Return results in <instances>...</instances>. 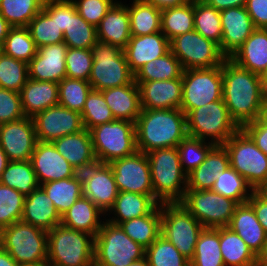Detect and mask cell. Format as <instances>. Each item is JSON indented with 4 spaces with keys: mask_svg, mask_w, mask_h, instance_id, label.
<instances>
[{
    "mask_svg": "<svg viewBox=\"0 0 267 266\" xmlns=\"http://www.w3.org/2000/svg\"><path fill=\"white\" fill-rule=\"evenodd\" d=\"M222 77V99L230 117L240 128L257 120L265 96L261 76L226 58L222 64Z\"/></svg>",
    "mask_w": 267,
    "mask_h": 266,
    "instance_id": "obj_1",
    "label": "cell"
},
{
    "mask_svg": "<svg viewBox=\"0 0 267 266\" xmlns=\"http://www.w3.org/2000/svg\"><path fill=\"white\" fill-rule=\"evenodd\" d=\"M137 149L145 154L177 147L188 135L186 114L181 109H142L135 122Z\"/></svg>",
    "mask_w": 267,
    "mask_h": 266,
    "instance_id": "obj_2",
    "label": "cell"
},
{
    "mask_svg": "<svg viewBox=\"0 0 267 266\" xmlns=\"http://www.w3.org/2000/svg\"><path fill=\"white\" fill-rule=\"evenodd\" d=\"M147 158L154 200L158 204L180 202L187 190V174L182 170L178 148L154 149Z\"/></svg>",
    "mask_w": 267,
    "mask_h": 266,
    "instance_id": "obj_3",
    "label": "cell"
},
{
    "mask_svg": "<svg viewBox=\"0 0 267 266\" xmlns=\"http://www.w3.org/2000/svg\"><path fill=\"white\" fill-rule=\"evenodd\" d=\"M95 238L58 224L48 231L50 266H94Z\"/></svg>",
    "mask_w": 267,
    "mask_h": 266,
    "instance_id": "obj_4",
    "label": "cell"
},
{
    "mask_svg": "<svg viewBox=\"0 0 267 266\" xmlns=\"http://www.w3.org/2000/svg\"><path fill=\"white\" fill-rule=\"evenodd\" d=\"M2 248L18 265L47 262L48 231L17 221L1 230Z\"/></svg>",
    "mask_w": 267,
    "mask_h": 266,
    "instance_id": "obj_5",
    "label": "cell"
},
{
    "mask_svg": "<svg viewBox=\"0 0 267 266\" xmlns=\"http://www.w3.org/2000/svg\"><path fill=\"white\" fill-rule=\"evenodd\" d=\"M186 123L188 136L215 145H223L240 129L230 117L223 99L190 110L186 114Z\"/></svg>",
    "mask_w": 267,
    "mask_h": 266,
    "instance_id": "obj_6",
    "label": "cell"
},
{
    "mask_svg": "<svg viewBox=\"0 0 267 266\" xmlns=\"http://www.w3.org/2000/svg\"><path fill=\"white\" fill-rule=\"evenodd\" d=\"M144 257L145 248L119 225L104 221L94 240V266H128Z\"/></svg>",
    "mask_w": 267,
    "mask_h": 266,
    "instance_id": "obj_7",
    "label": "cell"
},
{
    "mask_svg": "<svg viewBox=\"0 0 267 266\" xmlns=\"http://www.w3.org/2000/svg\"><path fill=\"white\" fill-rule=\"evenodd\" d=\"M91 50L93 65L89 83L94 90L102 91L134 82V74L121 48L98 41Z\"/></svg>",
    "mask_w": 267,
    "mask_h": 266,
    "instance_id": "obj_8",
    "label": "cell"
},
{
    "mask_svg": "<svg viewBox=\"0 0 267 266\" xmlns=\"http://www.w3.org/2000/svg\"><path fill=\"white\" fill-rule=\"evenodd\" d=\"M230 166L252 187L258 190L267 182V155L240 128L224 144Z\"/></svg>",
    "mask_w": 267,
    "mask_h": 266,
    "instance_id": "obj_9",
    "label": "cell"
},
{
    "mask_svg": "<svg viewBox=\"0 0 267 266\" xmlns=\"http://www.w3.org/2000/svg\"><path fill=\"white\" fill-rule=\"evenodd\" d=\"M93 150L98 163H110L135 153V123L126 120L98 125L90 130Z\"/></svg>",
    "mask_w": 267,
    "mask_h": 266,
    "instance_id": "obj_10",
    "label": "cell"
},
{
    "mask_svg": "<svg viewBox=\"0 0 267 266\" xmlns=\"http://www.w3.org/2000/svg\"><path fill=\"white\" fill-rule=\"evenodd\" d=\"M160 211L161 235L190 261L204 227L180 202L160 203Z\"/></svg>",
    "mask_w": 267,
    "mask_h": 266,
    "instance_id": "obj_11",
    "label": "cell"
},
{
    "mask_svg": "<svg viewBox=\"0 0 267 266\" xmlns=\"http://www.w3.org/2000/svg\"><path fill=\"white\" fill-rule=\"evenodd\" d=\"M222 65L212 68L188 69L182 75V104L187 114L214 101L222 100Z\"/></svg>",
    "mask_w": 267,
    "mask_h": 266,
    "instance_id": "obj_12",
    "label": "cell"
},
{
    "mask_svg": "<svg viewBox=\"0 0 267 266\" xmlns=\"http://www.w3.org/2000/svg\"><path fill=\"white\" fill-rule=\"evenodd\" d=\"M204 228L225 227L230 223L235 208L239 205L233 199L212 190L187 189L180 201Z\"/></svg>",
    "mask_w": 267,
    "mask_h": 266,
    "instance_id": "obj_13",
    "label": "cell"
},
{
    "mask_svg": "<svg viewBox=\"0 0 267 266\" xmlns=\"http://www.w3.org/2000/svg\"><path fill=\"white\" fill-rule=\"evenodd\" d=\"M170 51L177 57L184 70L220 66L226 59L217 43L195 30L171 39Z\"/></svg>",
    "mask_w": 267,
    "mask_h": 266,
    "instance_id": "obj_14",
    "label": "cell"
},
{
    "mask_svg": "<svg viewBox=\"0 0 267 266\" xmlns=\"http://www.w3.org/2000/svg\"><path fill=\"white\" fill-rule=\"evenodd\" d=\"M119 192H134L150 195L154 199L150 164L147 154L135 153L109 163Z\"/></svg>",
    "mask_w": 267,
    "mask_h": 266,
    "instance_id": "obj_15",
    "label": "cell"
},
{
    "mask_svg": "<svg viewBox=\"0 0 267 266\" xmlns=\"http://www.w3.org/2000/svg\"><path fill=\"white\" fill-rule=\"evenodd\" d=\"M36 138L40 142H53L63 136L84 130L81 113L60 104L47 108L32 118Z\"/></svg>",
    "mask_w": 267,
    "mask_h": 266,
    "instance_id": "obj_16",
    "label": "cell"
},
{
    "mask_svg": "<svg viewBox=\"0 0 267 266\" xmlns=\"http://www.w3.org/2000/svg\"><path fill=\"white\" fill-rule=\"evenodd\" d=\"M83 196L90 199L104 214L113 207L119 190L108 163H96L80 172Z\"/></svg>",
    "mask_w": 267,
    "mask_h": 266,
    "instance_id": "obj_17",
    "label": "cell"
},
{
    "mask_svg": "<svg viewBox=\"0 0 267 266\" xmlns=\"http://www.w3.org/2000/svg\"><path fill=\"white\" fill-rule=\"evenodd\" d=\"M37 143L35 125L32 118L0 125V146L9 161H28Z\"/></svg>",
    "mask_w": 267,
    "mask_h": 266,
    "instance_id": "obj_18",
    "label": "cell"
},
{
    "mask_svg": "<svg viewBox=\"0 0 267 266\" xmlns=\"http://www.w3.org/2000/svg\"><path fill=\"white\" fill-rule=\"evenodd\" d=\"M30 161L40 185L78 174V171L57 151L52 142L37 141Z\"/></svg>",
    "mask_w": 267,
    "mask_h": 266,
    "instance_id": "obj_19",
    "label": "cell"
},
{
    "mask_svg": "<svg viewBox=\"0 0 267 266\" xmlns=\"http://www.w3.org/2000/svg\"><path fill=\"white\" fill-rule=\"evenodd\" d=\"M222 38L221 53L230 58L256 29L246 7H232L220 11Z\"/></svg>",
    "mask_w": 267,
    "mask_h": 266,
    "instance_id": "obj_20",
    "label": "cell"
},
{
    "mask_svg": "<svg viewBox=\"0 0 267 266\" xmlns=\"http://www.w3.org/2000/svg\"><path fill=\"white\" fill-rule=\"evenodd\" d=\"M67 49L64 42L37 48L36 55L28 63V78L55 83L66 78Z\"/></svg>",
    "mask_w": 267,
    "mask_h": 266,
    "instance_id": "obj_21",
    "label": "cell"
},
{
    "mask_svg": "<svg viewBox=\"0 0 267 266\" xmlns=\"http://www.w3.org/2000/svg\"><path fill=\"white\" fill-rule=\"evenodd\" d=\"M142 109H180L182 77L171 80L136 82Z\"/></svg>",
    "mask_w": 267,
    "mask_h": 266,
    "instance_id": "obj_22",
    "label": "cell"
},
{
    "mask_svg": "<svg viewBox=\"0 0 267 266\" xmlns=\"http://www.w3.org/2000/svg\"><path fill=\"white\" fill-rule=\"evenodd\" d=\"M169 51L170 41L161 31L150 35L131 36L123 49L133 74L149 61H154Z\"/></svg>",
    "mask_w": 267,
    "mask_h": 266,
    "instance_id": "obj_23",
    "label": "cell"
},
{
    "mask_svg": "<svg viewBox=\"0 0 267 266\" xmlns=\"http://www.w3.org/2000/svg\"><path fill=\"white\" fill-rule=\"evenodd\" d=\"M227 227L236 232L258 258L261 256L267 242V233L248 203L239 204L235 208Z\"/></svg>",
    "mask_w": 267,
    "mask_h": 266,
    "instance_id": "obj_24",
    "label": "cell"
},
{
    "mask_svg": "<svg viewBox=\"0 0 267 266\" xmlns=\"http://www.w3.org/2000/svg\"><path fill=\"white\" fill-rule=\"evenodd\" d=\"M52 143L78 173L97 163L91 134L87 129L63 136Z\"/></svg>",
    "mask_w": 267,
    "mask_h": 266,
    "instance_id": "obj_25",
    "label": "cell"
},
{
    "mask_svg": "<svg viewBox=\"0 0 267 266\" xmlns=\"http://www.w3.org/2000/svg\"><path fill=\"white\" fill-rule=\"evenodd\" d=\"M96 31L98 41L123 50L131 38L127 5L117 1L100 21Z\"/></svg>",
    "mask_w": 267,
    "mask_h": 266,
    "instance_id": "obj_26",
    "label": "cell"
},
{
    "mask_svg": "<svg viewBox=\"0 0 267 266\" xmlns=\"http://www.w3.org/2000/svg\"><path fill=\"white\" fill-rule=\"evenodd\" d=\"M22 109L27 118H33L38 113L58 104V83L50 81H36L28 78L19 92Z\"/></svg>",
    "mask_w": 267,
    "mask_h": 266,
    "instance_id": "obj_27",
    "label": "cell"
},
{
    "mask_svg": "<svg viewBox=\"0 0 267 266\" xmlns=\"http://www.w3.org/2000/svg\"><path fill=\"white\" fill-rule=\"evenodd\" d=\"M21 221L45 231L61 224V216L45 191L39 187L25 198Z\"/></svg>",
    "mask_w": 267,
    "mask_h": 266,
    "instance_id": "obj_28",
    "label": "cell"
},
{
    "mask_svg": "<svg viewBox=\"0 0 267 266\" xmlns=\"http://www.w3.org/2000/svg\"><path fill=\"white\" fill-rule=\"evenodd\" d=\"M101 92L115 120L136 122L142 108L139 87L135 81L124 86L108 88Z\"/></svg>",
    "mask_w": 267,
    "mask_h": 266,
    "instance_id": "obj_29",
    "label": "cell"
},
{
    "mask_svg": "<svg viewBox=\"0 0 267 266\" xmlns=\"http://www.w3.org/2000/svg\"><path fill=\"white\" fill-rule=\"evenodd\" d=\"M229 166V156L224 146L215 145L205 161L187 174V189L211 190L217 176Z\"/></svg>",
    "mask_w": 267,
    "mask_h": 266,
    "instance_id": "obj_30",
    "label": "cell"
},
{
    "mask_svg": "<svg viewBox=\"0 0 267 266\" xmlns=\"http://www.w3.org/2000/svg\"><path fill=\"white\" fill-rule=\"evenodd\" d=\"M230 59L261 76L267 68V29L256 28Z\"/></svg>",
    "mask_w": 267,
    "mask_h": 266,
    "instance_id": "obj_31",
    "label": "cell"
},
{
    "mask_svg": "<svg viewBox=\"0 0 267 266\" xmlns=\"http://www.w3.org/2000/svg\"><path fill=\"white\" fill-rule=\"evenodd\" d=\"M106 217L90 199L81 196L62 216L61 224L92 235L94 238L102 227L104 220L100 216ZM103 220V221H102Z\"/></svg>",
    "mask_w": 267,
    "mask_h": 266,
    "instance_id": "obj_32",
    "label": "cell"
},
{
    "mask_svg": "<svg viewBox=\"0 0 267 266\" xmlns=\"http://www.w3.org/2000/svg\"><path fill=\"white\" fill-rule=\"evenodd\" d=\"M157 205L150 195L119 192L113 207L108 211L109 215L114 213V216L104 220L119 225L127 220L148 215Z\"/></svg>",
    "mask_w": 267,
    "mask_h": 266,
    "instance_id": "obj_33",
    "label": "cell"
},
{
    "mask_svg": "<svg viewBox=\"0 0 267 266\" xmlns=\"http://www.w3.org/2000/svg\"><path fill=\"white\" fill-rule=\"evenodd\" d=\"M220 250L225 266H258L259 258L233 230L220 227Z\"/></svg>",
    "mask_w": 267,
    "mask_h": 266,
    "instance_id": "obj_34",
    "label": "cell"
},
{
    "mask_svg": "<svg viewBox=\"0 0 267 266\" xmlns=\"http://www.w3.org/2000/svg\"><path fill=\"white\" fill-rule=\"evenodd\" d=\"M134 242L148 248L161 235V211L158 204L148 215L119 224Z\"/></svg>",
    "mask_w": 267,
    "mask_h": 266,
    "instance_id": "obj_35",
    "label": "cell"
},
{
    "mask_svg": "<svg viewBox=\"0 0 267 266\" xmlns=\"http://www.w3.org/2000/svg\"><path fill=\"white\" fill-rule=\"evenodd\" d=\"M40 187L52 200L56 210L62 216L82 195V178L78 173L74 177L49 181Z\"/></svg>",
    "mask_w": 267,
    "mask_h": 266,
    "instance_id": "obj_36",
    "label": "cell"
},
{
    "mask_svg": "<svg viewBox=\"0 0 267 266\" xmlns=\"http://www.w3.org/2000/svg\"><path fill=\"white\" fill-rule=\"evenodd\" d=\"M131 36L150 35L161 31V10L152 4L133 0L127 5Z\"/></svg>",
    "mask_w": 267,
    "mask_h": 266,
    "instance_id": "obj_37",
    "label": "cell"
},
{
    "mask_svg": "<svg viewBox=\"0 0 267 266\" xmlns=\"http://www.w3.org/2000/svg\"><path fill=\"white\" fill-rule=\"evenodd\" d=\"M190 266H225L220 250V227L204 228L200 232Z\"/></svg>",
    "mask_w": 267,
    "mask_h": 266,
    "instance_id": "obj_38",
    "label": "cell"
},
{
    "mask_svg": "<svg viewBox=\"0 0 267 266\" xmlns=\"http://www.w3.org/2000/svg\"><path fill=\"white\" fill-rule=\"evenodd\" d=\"M194 30V0L161 10V32L170 41L174 37Z\"/></svg>",
    "mask_w": 267,
    "mask_h": 266,
    "instance_id": "obj_39",
    "label": "cell"
},
{
    "mask_svg": "<svg viewBox=\"0 0 267 266\" xmlns=\"http://www.w3.org/2000/svg\"><path fill=\"white\" fill-rule=\"evenodd\" d=\"M183 67L177 57L169 51L164 56L149 61L143 65L135 74V82H149L156 80H171L181 78Z\"/></svg>",
    "mask_w": 267,
    "mask_h": 266,
    "instance_id": "obj_40",
    "label": "cell"
},
{
    "mask_svg": "<svg viewBox=\"0 0 267 266\" xmlns=\"http://www.w3.org/2000/svg\"><path fill=\"white\" fill-rule=\"evenodd\" d=\"M0 183L19 191L25 197L40 187L30 160L10 161L1 174Z\"/></svg>",
    "mask_w": 267,
    "mask_h": 266,
    "instance_id": "obj_41",
    "label": "cell"
},
{
    "mask_svg": "<svg viewBox=\"0 0 267 266\" xmlns=\"http://www.w3.org/2000/svg\"><path fill=\"white\" fill-rule=\"evenodd\" d=\"M64 43L69 48L91 49L98 42L96 27L89 24L77 12L76 8L68 15Z\"/></svg>",
    "mask_w": 267,
    "mask_h": 266,
    "instance_id": "obj_42",
    "label": "cell"
},
{
    "mask_svg": "<svg viewBox=\"0 0 267 266\" xmlns=\"http://www.w3.org/2000/svg\"><path fill=\"white\" fill-rule=\"evenodd\" d=\"M211 190L224 197L233 199L238 204L247 203L254 191L246 180L231 166L217 176Z\"/></svg>",
    "mask_w": 267,
    "mask_h": 266,
    "instance_id": "obj_43",
    "label": "cell"
},
{
    "mask_svg": "<svg viewBox=\"0 0 267 266\" xmlns=\"http://www.w3.org/2000/svg\"><path fill=\"white\" fill-rule=\"evenodd\" d=\"M194 30L220 45L222 38L220 11L203 0H194Z\"/></svg>",
    "mask_w": 267,
    "mask_h": 266,
    "instance_id": "obj_44",
    "label": "cell"
},
{
    "mask_svg": "<svg viewBox=\"0 0 267 266\" xmlns=\"http://www.w3.org/2000/svg\"><path fill=\"white\" fill-rule=\"evenodd\" d=\"M45 0H2L0 14L12 27H28L42 10Z\"/></svg>",
    "mask_w": 267,
    "mask_h": 266,
    "instance_id": "obj_45",
    "label": "cell"
},
{
    "mask_svg": "<svg viewBox=\"0 0 267 266\" xmlns=\"http://www.w3.org/2000/svg\"><path fill=\"white\" fill-rule=\"evenodd\" d=\"M0 51L15 59L29 63L37 53V46L28 27H12Z\"/></svg>",
    "mask_w": 267,
    "mask_h": 266,
    "instance_id": "obj_46",
    "label": "cell"
},
{
    "mask_svg": "<svg viewBox=\"0 0 267 266\" xmlns=\"http://www.w3.org/2000/svg\"><path fill=\"white\" fill-rule=\"evenodd\" d=\"M28 29L37 48L64 41V33L44 8L30 21Z\"/></svg>",
    "mask_w": 267,
    "mask_h": 266,
    "instance_id": "obj_47",
    "label": "cell"
},
{
    "mask_svg": "<svg viewBox=\"0 0 267 266\" xmlns=\"http://www.w3.org/2000/svg\"><path fill=\"white\" fill-rule=\"evenodd\" d=\"M145 258L149 266H190V261L162 235L145 249Z\"/></svg>",
    "mask_w": 267,
    "mask_h": 266,
    "instance_id": "obj_48",
    "label": "cell"
},
{
    "mask_svg": "<svg viewBox=\"0 0 267 266\" xmlns=\"http://www.w3.org/2000/svg\"><path fill=\"white\" fill-rule=\"evenodd\" d=\"M58 86V104L81 113L87 96L93 89L89 81L66 77L58 83Z\"/></svg>",
    "mask_w": 267,
    "mask_h": 266,
    "instance_id": "obj_49",
    "label": "cell"
},
{
    "mask_svg": "<svg viewBox=\"0 0 267 266\" xmlns=\"http://www.w3.org/2000/svg\"><path fill=\"white\" fill-rule=\"evenodd\" d=\"M84 129L92 128L115 120L110 107L107 105L103 94L99 90L92 89L87 96L81 112Z\"/></svg>",
    "mask_w": 267,
    "mask_h": 266,
    "instance_id": "obj_50",
    "label": "cell"
},
{
    "mask_svg": "<svg viewBox=\"0 0 267 266\" xmlns=\"http://www.w3.org/2000/svg\"><path fill=\"white\" fill-rule=\"evenodd\" d=\"M28 80V63L0 51V87L20 92Z\"/></svg>",
    "mask_w": 267,
    "mask_h": 266,
    "instance_id": "obj_51",
    "label": "cell"
},
{
    "mask_svg": "<svg viewBox=\"0 0 267 266\" xmlns=\"http://www.w3.org/2000/svg\"><path fill=\"white\" fill-rule=\"evenodd\" d=\"M214 146V143L187 135L177 146L182 170L189 174L205 161L206 156Z\"/></svg>",
    "mask_w": 267,
    "mask_h": 266,
    "instance_id": "obj_52",
    "label": "cell"
},
{
    "mask_svg": "<svg viewBox=\"0 0 267 266\" xmlns=\"http://www.w3.org/2000/svg\"><path fill=\"white\" fill-rule=\"evenodd\" d=\"M25 198L19 191L0 183V231L21 220Z\"/></svg>",
    "mask_w": 267,
    "mask_h": 266,
    "instance_id": "obj_53",
    "label": "cell"
},
{
    "mask_svg": "<svg viewBox=\"0 0 267 266\" xmlns=\"http://www.w3.org/2000/svg\"><path fill=\"white\" fill-rule=\"evenodd\" d=\"M66 77L89 81L93 54L91 49L69 48L65 56Z\"/></svg>",
    "mask_w": 267,
    "mask_h": 266,
    "instance_id": "obj_54",
    "label": "cell"
},
{
    "mask_svg": "<svg viewBox=\"0 0 267 266\" xmlns=\"http://www.w3.org/2000/svg\"><path fill=\"white\" fill-rule=\"evenodd\" d=\"M80 16L97 27L117 0H71Z\"/></svg>",
    "mask_w": 267,
    "mask_h": 266,
    "instance_id": "obj_55",
    "label": "cell"
},
{
    "mask_svg": "<svg viewBox=\"0 0 267 266\" xmlns=\"http://www.w3.org/2000/svg\"><path fill=\"white\" fill-rule=\"evenodd\" d=\"M25 117L20 93L0 87V125Z\"/></svg>",
    "mask_w": 267,
    "mask_h": 266,
    "instance_id": "obj_56",
    "label": "cell"
},
{
    "mask_svg": "<svg viewBox=\"0 0 267 266\" xmlns=\"http://www.w3.org/2000/svg\"><path fill=\"white\" fill-rule=\"evenodd\" d=\"M43 8L56 17L58 27L64 32L67 28L68 15L76 8L71 0H45Z\"/></svg>",
    "mask_w": 267,
    "mask_h": 266,
    "instance_id": "obj_57",
    "label": "cell"
},
{
    "mask_svg": "<svg viewBox=\"0 0 267 266\" xmlns=\"http://www.w3.org/2000/svg\"><path fill=\"white\" fill-rule=\"evenodd\" d=\"M241 129L251 138L256 146L267 155V126L258 119L244 124Z\"/></svg>",
    "mask_w": 267,
    "mask_h": 266,
    "instance_id": "obj_58",
    "label": "cell"
},
{
    "mask_svg": "<svg viewBox=\"0 0 267 266\" xmlns=\"http://www.w3.org/2000/svg\"><path fill=\"white\" fill-rule=\"evenodd\" d=\"M245 7L255 28L267 29V0H247Z\"/></svg>",
    "mask_w": 267,
    "mask_h": 266,
    "instance_id": "obj_59",
    "label": "cell"
},
{
    "mask_svg": "<svg viewBox=\"0 0 267 266\" xmlns=\"http://www.w3.org/2000/svg\"><path fill=\"white\" fill-rule=\"evenodd\" d=\"M247 203L253 208L256 218L267 233V199L254 190Z\"/></svg>",
    "mask_w": 267,
    "mask_h": 266,
    "instance_id": "obj_60",
    "label": "cell"
},
{
    "mask_svg": "<svg viewBox=\"0 0 267 266\" xmlns=\"http://www.w3.org/2000/svg\"><path fill=\"white\" fill-rule=\"evenodd\" d=\"M216 10H224L232 7H242L246 5L247 0H203Z\"/></svg>",
    "mask_w": 267,
    "mask_h": 266,
    "instance_id": "obj_61",
    "label": "cell"
},
{
    "mask_svg": "<svg viewBox=\"0 0 267 266\" xmlns=\"http://www.w3.org/2000/svg\"><path fill=\"white\" fill-rule=\"evenodd\" d=\"M140 1L152 4L156 8H159L160 10H164L166 8L184 5L190 2L191 0H140Z\"/></svg>",
    "mask_w": 267,
    "mask_h": 266,
    "instance_id": "obj_62",
    "label": "cell"
},
{
    "mask_svg": "<svg viewBox=\"0 0 267 266\" xmlns=\"http://www.w3.org/2000/svg\"><path fill=\"white\" fill-rule=\"evenodd\" d=\"M12 26L5 20V18L0 14V48L9 34Z\"/></svg>",
    "mask_w": 267,
    "mask_h": 266,
    "instance_id": "obj_63",
    "label": "cell"
},
{
    "mask_svg": "<svg viewBox=\"0 0 267 266\" xmlns=\"http://www.w3.org/2000/svg\"><path fill=\"white\" fill-rule=\"evenodd\" d=\"M0 266H19L2 247L0 248Z\"/></svg>",
    "mask_w": 267,
    "mask_h": 266,
    "instance_id": "obj_64",
    "label": "cell"
},
{
    "mask_svg": "<svg viewBox=\"0 0 267 266\" xmlns=\"http://www.w3.org/2000/svg\"><path fill=\"white\" fill-rule=\"evenodd\" d=\"M258 120L267 126V94H265L263 102L261 104Z\"/></svg>",
    "mask_w": 267,
    "mask_h": 266,
    "instance_id": "obj_65",
    "label": "cell"
},
{
    "mask_svg": "<svg viewBox=\"0 0 267 266\" xmlns=\"http://www.w3.org/2000/svg\"><path fill=\"white\" fill-rule=\"evenodd\" d=\"M9 162L10 161L8 159V156L6 155V153L3 151V149L0 146V177Z\"/></svg>",
    "mask_w": 267,
    "mask_h": 266,
    "instance_id": "obj_66",
    "label": "cell"
},
{
    "mask_svg": "<svg viewBox=\"0 0 267 266\" xmlns=\"http://www.w3.org/2000/svg\"><path fill=\"white\" fill-rule=\"evenodd\" d=\"M128 266H149V264H148L147 259L144 257L139 260L131 262V264Z\"/></svg>",
    "mask_w": 267,
    "mask_h": 266,
    "instance_id": "obj_67",
    "label": "cell"
},
{
    "mask_svg": "<svg viewBox=\"0 0 267 266\" xmlns=\"http://www.w3.org/2000/svg\"><path fill=\"white\" fill-rule=\"evenodd\" d=\"M261 81H262V86H263L264 92H265V94H267V68L261 74Z\"/></svg>",
    "mask_w": 267,
    "mask_h": 266,
    "instance_id": "obj_68",
    "label": "cell"
},
{
    "mask_svg": "<svg viewBox=\"0 0 267 266\" xmlns=\"http://www.w3.org/2000/svg\"><path fill=\"white\" fill-rule=\"evenodd\" d=\"M264 198L267 199V182H265L258 190H257Z\"/></svg>",
    "mask_w": 267,
    "mask_h": 266,
    "instance_id": "obj_69",
    "label": "cell"
},
{
    "mask_svg": "<svg viewBox=\"0 0 267 266\" xmlns=\"http://www.w3.org/2000/svg\"><path fill=\"white\" fill-rule=\"evenodd\" d=\"M259 259H267V242H266V245H265L264 252L261 254Z\"/></svg>",
    "mask_w": 267,
    "mask_h": 266,
    "instance_id": "obj_70",
    "label": "cell"
},
{
    "mask_svg": "<svg viewBox=\"0 0 267 266\" xmlns=\"http://www.w3.org/2000/svg\"><path fill=\"white\" fill-rule=\"evenodd\" d=\"M19 266H50L48 262H43L35 265H19Z\"/></svg>",
    "mask_w": 267,
    "mask_h": 266,
    "instance_id": "obj_71",
    "label": "cell"
},
{
    "mask_svg": "<svg viewBox=\"0 0 267 266\" xmlns=\"http://www.w3.org/2000/svg\"><path fill=\"white\" fill-rule=\"evenodd\" d=\"M258 266H267V259H259Z\"/></svg>",
    "mask_w": 267,
    "mask_h": 266,
    "instance_id": "obj_72",
    "label": "cell"
},
{
    "mask_svg": "<svg viewBox=\"0 0 267 266\" xmlns=\"http://www.w3.org/2000/svg\"><path fill=\"white\" fill-rule=\"evenodd\" d=\"M2 247V244H1V234H0V248Z\"/></svg>",
    "mask_w": 267,
    "mask_h": 266,
    "instance_id": "obj_73",
    "label": "cell"
}]
</instances>
